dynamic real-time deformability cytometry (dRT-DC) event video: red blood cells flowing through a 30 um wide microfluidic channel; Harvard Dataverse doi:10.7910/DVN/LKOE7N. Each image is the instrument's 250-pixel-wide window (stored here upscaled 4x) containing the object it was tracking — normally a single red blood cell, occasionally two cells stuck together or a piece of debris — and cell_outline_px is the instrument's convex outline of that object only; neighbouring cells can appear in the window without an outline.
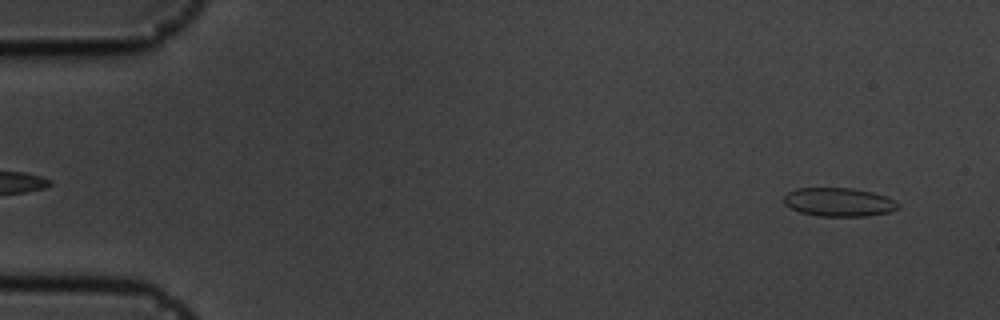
{"species": "common noctule bat (a hibernating species)", "species_latin": "Nyctalus noctula", "temperature_condition": "cold", "stored_images_in_passage": 55, "camera_frame_rate_fps": 3000, "um_per_image_px": 0.085, "animal": {"sex": "male", "body_mass_g": 19.5, "forearm_length_mm": 54.6}, "frame": {"image": 1, "passage_image": 3, "time_ms": 0.667, "image_size_px": [1000, 320], "cell_outline_px": [[900, 208], [888, 212], [868, 216], [816, 216], [800, 212], [784, 204], [784, 196], [788, 192], [796, 188], [856, 188], [872, 192], [896, 200], [900, 204]], "centroid_in_image_um": [71.32, 17.18], "position_along_channel_um": 13.7, "area_um2": 19.19}}
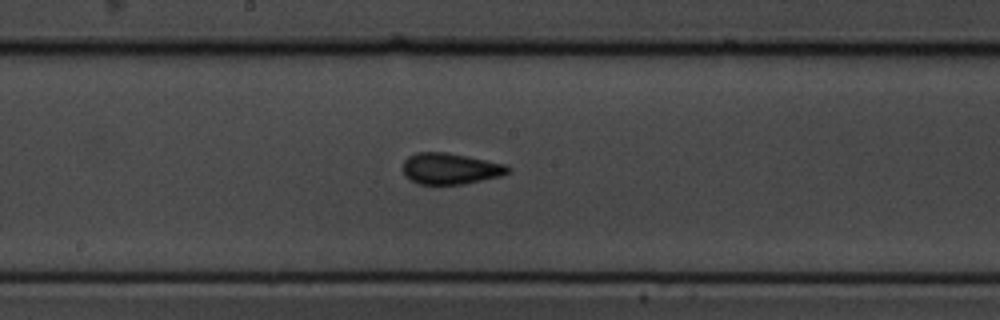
{"frame": {"image": 2, "passage_image": 29, "time_ms": 9.333, "image_size_px": [1000, 320], "cell_outline_px": [[512, 168], [508, 172], [500, 176], [464, 184], [420, 184], [404, 176], [404, 160], [408, 156], [416, 152], [444, 152], [508, 164]], "centroid_in_image_um": [38.29, 14.33], "position_along_channel_um": 209.9, "area_um2": 19.02}}
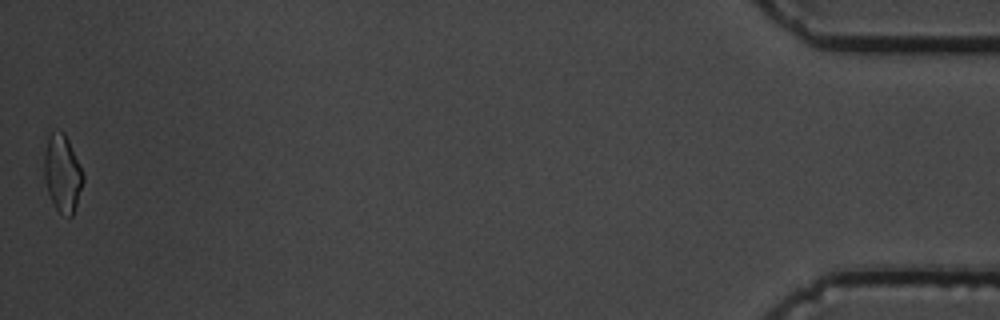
{"frame": {"image": 3, "passage_image": 55, "time_ms": 18.0, "image_size_px": [1000, 320], "cell_outline_px": [[84, 180], [72, 216], [68, 216], [60, 212], [56, 208], [48, 192], [44, 176], [44, 152], [48, 136], [52, 132], [64, 132], [84, 172]], "centroid_in_image_um": [5.31, 14.71], "position_along_channel_um": 429.9, "area_um2": 17.28}, "authors_computed_cell_mechanics": {"area_um2": 18.6694, "velocity_mm_per_s": 3.5908, "shape_relaxation_time_tau1_ms": 6.0294, "shape_relaxation_time_tau2_ms": 1.0945, "deformation_change_tau1": 0.1551, "deformation_change_tau2": 0.0835}}